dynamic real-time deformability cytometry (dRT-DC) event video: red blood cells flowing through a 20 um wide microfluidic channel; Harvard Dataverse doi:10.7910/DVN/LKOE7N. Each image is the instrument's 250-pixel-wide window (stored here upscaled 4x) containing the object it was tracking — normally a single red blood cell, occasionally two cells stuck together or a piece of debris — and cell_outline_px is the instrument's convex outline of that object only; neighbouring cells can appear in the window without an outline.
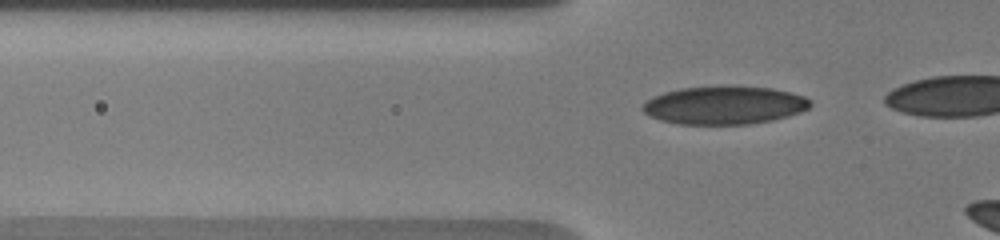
{"species": "human", "species_latin": "Homo sapiens", "temperature_condition": "warm", "stored_images_in_passage": 7, "camera_frame_rate_fps": 3000, "um_per_image_px": 0.085, "donor": {"sex": "male"}, "frame": {"image": 1, "passage_image": 5, "time_ms": 2.333, "image_size_px": [1000, 240], "cell_outline_px": [[812, 104], [808, 108], [800, 112], [788, 116], [772, 120], [748, 124], [676, 124], [660, 120], [644, 112], [640, 108], [652, 96], [664, 92], [680, 88], [720, 84], [772, 88], [804, 96]], "centroid_in_image_um": [61.54, 8.92], "position_along_channel_um": 64.3, "area_um2": 37.69}}